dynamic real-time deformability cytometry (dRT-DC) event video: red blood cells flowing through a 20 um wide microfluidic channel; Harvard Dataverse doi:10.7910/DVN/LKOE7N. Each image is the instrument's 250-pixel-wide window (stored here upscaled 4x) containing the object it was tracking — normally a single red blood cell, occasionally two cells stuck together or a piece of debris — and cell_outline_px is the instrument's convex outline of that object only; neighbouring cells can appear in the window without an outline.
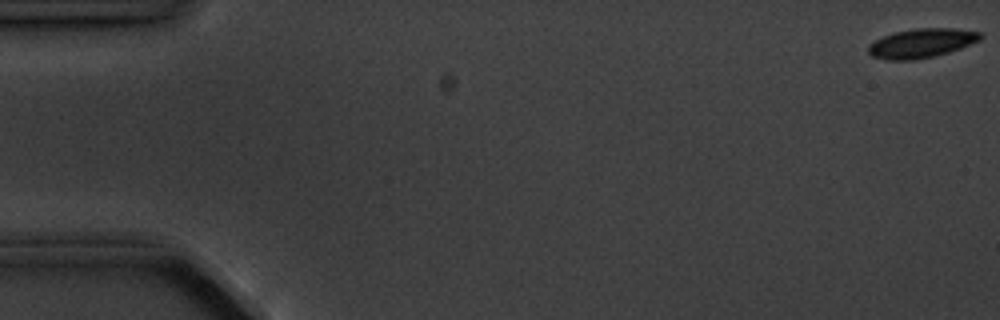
{"species": "common noctule bat (a hibernating species)", "species_latin": "Nyctalus noctula", "temperature_condition": "cold", "stored_images_in_passage": 11, "camera_frame_rate_fps": 3000, "um_per_image_px": 0.085, "animal": {"sex": "male", "body_mass_g": 20.1, "forearm_length_mm": 53.5}, "frame": {"image": 1, "passage_image": 1, "time_ms": 0.0, "image_size_px": [1000, 320], "cell_outline_px": [[984, 36], [980, 40], [960, 48], [948, 52], [932, 56], [912, 60], [888, 60], [872, 56], [868, 52], [868, 44], [892, 32], [916, 28], [952, 28], [980, 32]], "centroid_in_image_um": [78.32, 3.66], "position_along_channel_um": 6.7, "area_um2": 18.96}}